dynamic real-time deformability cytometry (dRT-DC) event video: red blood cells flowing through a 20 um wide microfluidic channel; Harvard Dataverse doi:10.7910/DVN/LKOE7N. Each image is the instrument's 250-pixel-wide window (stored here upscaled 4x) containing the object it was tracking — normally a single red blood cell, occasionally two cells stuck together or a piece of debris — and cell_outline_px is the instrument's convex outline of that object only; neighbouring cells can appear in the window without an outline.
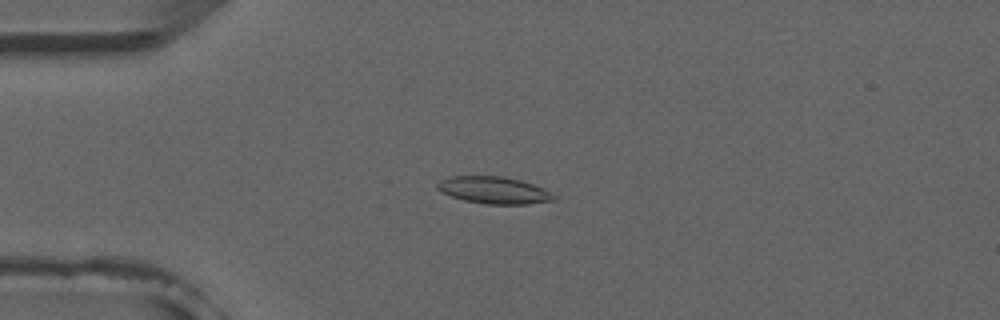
{"species": "common noctule bat (a hibernating species)", "species_latin": "Nyctalus noctula", "temperature_condition": "room temperature", "stored_images_in_passage": 7, "camera_frame_rate_fps": 3000, "um_per_image_px": 0.085, "animal": {"sex": "male", "forearm_length_mm": 52.5}, "frame": {"image": 1, "passage_image": 4, "time_ms": 3.667, "image_size_px": [1000, 320], "cell_outline_px": [[556, 200], [528, 204], [484, 204], [464, 200], [440, 192], [436, 188], [436, 184], [440, 180], [448, 176], [504, 176], [520, 180], [532, 184], [556, 196]], "centroid_in_image_um": [41.93, 16.16], "position_along_channel_um": 43.1, "area_um2": 18.32}}
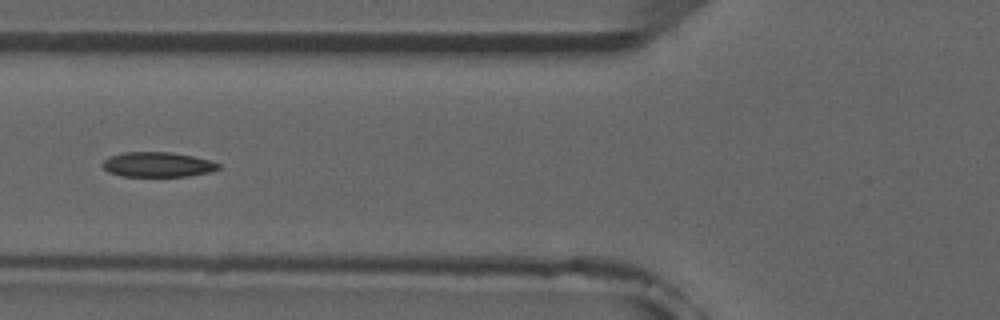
{"frame": {"image": 2, "passage_image": 6, "time_ms": 6.0, "image_size_px": [1000, 320], "cell_outline_px": [[220, 168], [208, 172], [188, 176], [120, 176], [108, 172], [100, 164], [108, 156], [124, 152], [168, 152], [192, 156], [208, 160], [220, 164]], "centroid_in_image_um": [13.33, 13.98], "position_along_channel_um": 112.5, "area_um2": 16.76}}
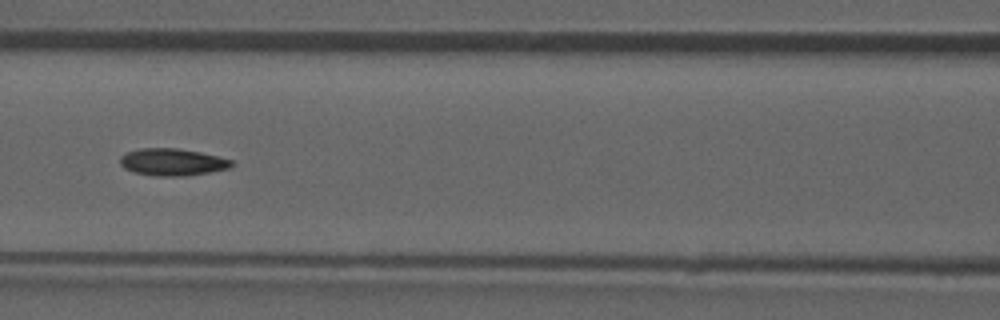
{"frame": {"image": 3, "passage_image": 7, "time_ms": 7.0, "image_size_px": [1000, 320], "cell_outline_px": [[236, 164], [228, 168], [188, 176], [152, 176], [136, 172], [124, 168], [120, 164], [120, 156], [128, 152], [140, 148], [176, 148], [200, 152], [232, 160]], "centroid_in_image_um": [14.65, 13.78], "position_along_channel_um": 152.0, "area_um2": 17.57}}